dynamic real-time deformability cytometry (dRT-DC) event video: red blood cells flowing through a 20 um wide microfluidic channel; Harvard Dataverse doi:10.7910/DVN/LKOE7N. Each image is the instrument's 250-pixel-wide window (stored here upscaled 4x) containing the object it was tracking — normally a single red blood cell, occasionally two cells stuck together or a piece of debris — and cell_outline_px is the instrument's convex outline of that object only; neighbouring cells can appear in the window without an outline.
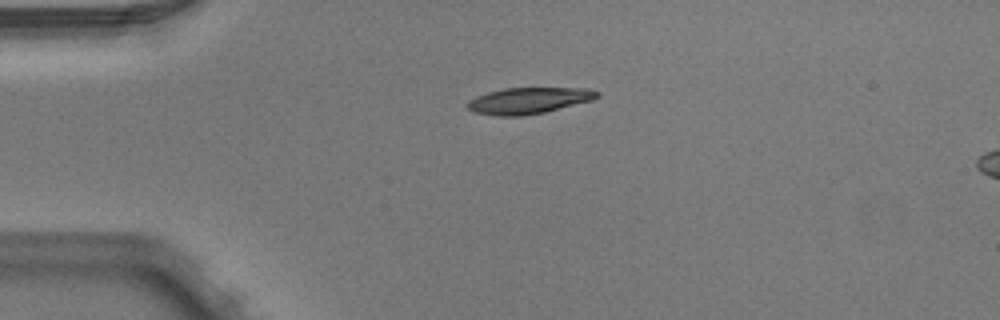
{"species": "Egyptian fruit bat (a non-hibernating species)", "species_latin": "Rousettus aegyptiacus", "temperature_condition": "warm", "stored_images_in_passage": 2, "camera_frame_rate_fps": 3000, "um_per_image_px": 0.085, "animal": {"sex": "male"}, "frame": {"image": 1, "passage_image": 1, "time_ms": 0.0, "image_size_px": [1000, 320], "cell_outline_px": [[600, 96], [592, 100], [544, 112], [520, 116], [496, 116], [476, 112], [468, 108], [464, 104], [468, 100], [476, 96], [488, 92], [504, 88], [588, 88], [600, 92]], "centroid_in_image_um": [44.92, 8.54], "position_along_channel_um": 40.1, "area_um2": 19.83}}